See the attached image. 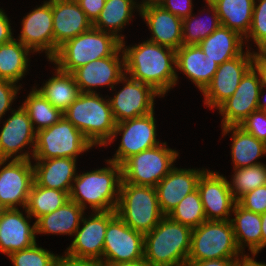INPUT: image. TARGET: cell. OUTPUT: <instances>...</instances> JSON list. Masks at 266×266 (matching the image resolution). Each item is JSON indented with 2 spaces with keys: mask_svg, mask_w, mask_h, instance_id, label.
Segmentation results:
<instances>
[{
  "mask_svg": "<svg viewBox=\"0 0 266 266\" xmlns=\"http://www.w3.org/2000/svg\"><path fill=\"white\" fill-rule=\"evenodd\" d=\"M233 266H266L263 262H257L253 257H249L248 255H241L235 259Z\"/></svg>",
  "mask_w": 266,
  "mask_h": 266,
  "instance_id": "51",
  "label": "cell"
},
{
  "mask_svg": "<svg viewBox=\"0 0 266 266\" xmlns=\"http://www.w3.org/2000/svg\"><path fill=\"white\" fill-rule=\"evenodd\" d=\"M6 161L0 159V203L6 209L18 208L17 205L24 209L34 182L33 165L30 160Z\"/></svg>",
  "mask_w": 266,
  "mask_h": 266,
  "instance_id": "16",
  "label": "cell"
},
{
  "mask_svg": "<svg viewBox=\"0 0 266 266\" xmlns=\"http://www.w3.org/2000/svg\"><path fill=\"white\" fill-rule=\"evenodd\" d=\"M139 12L152 33L148 41L169 47L175 51L183 45V19L173 15L160 5L147 6Z\"/></svg>",
  "mask_w": 266,
  "mask_h": 266,
  "instance_id": "24",
  "label": "cell"
},
{
  "mask_svg": "<svg viewBox=\"0 0 266 266\" xmlns=\"http://www.w3.org/2000/svg\"><path fill=\"white\" fill-rule=\"evenodd\" d=\"M218 63L210 61L198 45H182L176 50V69L183 72L203 92L210 84Z\"/></svg>",
  "mask_w": 266,
  "mask_h": 266,
  "instance_id": "26",
  "label": "cell"
},
{
  "mask_svg": "<svg viewBox=\"0 0 266 266\" xmlns=\"http://www.w3.org/2000/svg\"><path fill=\"white\" fill-rule=\"evenodd\" d=\"M93 144L64 116L51 127L36 132L33 159H77Z\"/></svg>",
  "mask_w": 266,
  "mask_h": 266,
  "instance_id": "9",
  "label": "cell"
},
{
  "mask_svg": "<svg viewBox=\"0 0 266 266\" xmlns=\"http://www.w3.org/2000/svg\"><path fill=\"white\" fill-rule=\"evenodd\" d=\"M155 122L154 112H152L116 123L112 137L104 146L111 144L117 135L122 134V139L114 157L108 160L121 165L130 156L161 144L156 139Z\"/></svg>",
  "mask_w": 266,
  "mask_h": 266,
  "instance_id": "10",
  "label": "cell"
},
{
  "mask_svg": "<svg viewBox=\"0 0 266 266\" xmlns=\"http://www.w3.org/2000/svg\"><path fill=\"white\" fill-rule=\"evenodd\" d=\"M8 257L14 266H57L59 255L38 247L35 243L32 247L11 253Z\"/></svg>",
  "mask_w": 266,
  "mask_h": 266,
  "instance_id": "40",
  "label": "cell"
},
{
  "mask_svg": "<svg viewBox=\"0 0 266 266\" xmlns=\"http://www.w3.org/2000/svg\"><path fill=\"white\" fill-rule=\"evenodd\" d=\"M235 218L230 219L238 248L243 253L244 247H249L252 256L255 258L261 251V214L248 211L238 203L233 209Z\"/></svg>",
  "mask_w": 266,
  "mask_h": 266,
  "instance_id": "30",
  "label": "cell"
},
{
  "mask_svg": "<svg viewBox=\"0 0 266 266\" xmlns=\"http://www.w3.org/2000/svg\"><path fill=\"white\" fill-rule=\"evenodd\" d=\"M236 258H223L202 261H187L185 266H233Z\"/></svg>",
  "mask_w": 266,
  "mask_h": 266,
  "instance_id": "49",
  "label": "cell"
},
{
  "mask_svg": "<svg viewBox=\"0 0 266 266\" xmlns=\"http://www.w3.org/2000/svg\"><path fill=\"white\" fill-rule=\"evenodd\" d=\"M22 106L27 111L36 132L51 127L63 117V113L48 102L35 87Z\"/></svg>",
  "mask_w": 266,
  "mask_h": 266,
  "instance_id": "36",
  "label": "cell"
},
{
  "mask_svg": "<svg viewBox=\"0 0 266 266\" xmlns=\"http://www.w3.org/2000/svg\"><path fill=\"white\" fill-rule=\"evenodd\" d=\"M51 5L55 56L61 45L90 30L93 24L76 0H51Z\"/></svg>",
  "mask_w": 266,
  "mask_h": 266,
  "instance_id": "22",
  "label": "cell"
},
{
  "mask_svg": "<svg viewBox=\"0 0 266 266\" xmlns=\"http://www.w3.org/2000/svg\"><path fill=\"white\" fill-rule=\"evenodd\" d=\"M106 266H151L144 258L133 262H114Z\"/></svg>",
  "mask_w": 266,
  "mask_h": 266,
  "instance_id": "52",
  "label": "cell"
},
{
  "mask_svg": "<svg viewBox=\"0 0 266 266\" xmlns=\"http://www.w3.org/2000/svg\"><path fill=\"white\" fill-rule=\"evenodd\" d=\"M264 89H266V88H264V87H261V89H260V93H259V101H258V109L259 110H266V101L264 102V100H263V103H262V97H263V90ZM262 96V97H261ZM266 100V99H265Z\"/></svg>",
  "mask_w": 266,
  "mask_h": 266,
  "instance_id": "55",
  "label": "cell"
},
{
  "mask_svg": "<svg viewBox=\"0 0 266 266\" xmlns=\"http://www.w3.org/2000/svg\"><path fill=\"white\" fill-rule=\"evenodd\" d=\"M144 258V234L130 228L118 215L107 225L102 261L133 262Z\"/></svg>",
  "mask_w": 266,
  "mask_h": 266,
  "instance_id": "11",
  "label": "cell"
},
{
  "mask_svg": "<svg viewBox=\"0 0 266 266\" xmlns=\"http://www.w3.org/2000/svg\"><path fill=\"white\" fill-rule=\"evenodd\" d=\"M258 1L259 4H256ZM251 38L257 47L266 42V0H255L252 24L250 30L244 39Z\"/></svg>",
  "mask_w": 266,
  "mask_h": 266,
  "instance_id": "41",
  "label": "cell"
},
{
  "mask_svg": "<svg viewBox=\"0 0 266 266\" xmlns=\"http://www.w3.org/2000/svg\"><path fill=\"white\" fill-rule=\"evenodd\" d=\"M120 82L125 83L124 87L109 98L116 123L154 112V98L162 97L160 93L148 84L129 79L126 74Z\"/></svg>",
  "mask_w": 266,
  "mask_h": 266,
  "instance_id": "13",
  "label": "cell"
},
{
  "mask_svg": "<svg viewBox=\"0 0 266 266\" xmlns=\"http://www.w3.org/2000/svg\"><path fill=\"white\" fill-rule=\"evenodd\" d=\"M125 46V41H121L125 74L129 78L150 85L162 97L177 84L175 50L148 40Z\"/></svg>",
  "mask_w": 266,
  "mask_h": 266,
  "instance_id": "1",
  "label": "cell"
},
{
  "mask_svg": "<svg viewBox=\"0 0 266 266\" xmlns=\"http://www.w3.org/2000/svg\"><path fill=\"white\" fill-rule=\"evenodd\" d=\"M11 31L9 19L5 12L0 9V45L8 43L14 38Z\"/></svg>",
  "mask_w": 266,
  "mask_h": 266,
  "instance_id": "48",
  "label": "cell"
},
{
  "mask_svg": "<svg viewBox=\"0 0 266 266\" xmlns=\"http://www.w3.org/2000/svg\"><path fill=\"white\" fill-rule=\"evenodd\" d=\"M205 1L208 6L207 12H213L211 13L212 18L209 17L212 21L208 23L207 17L205 18L206 20H203L204 18L196 19L197 17H194V14H190L188 17L184 18L182 22L183 45H198L221 25L214 5L210 0ZM209 9H211V11H209Z\"/></svg>",
  "mask_w": 266,
  "mask_h": 266,
  "instance_id": "37",
  "label": "cell"
},
{
  "mask_svg": "<svg viewBox=\"0 0 266 266\" xmlns=\"http://www.w3.org/2000/svg\"><path fill=\"white\" fill-rule=\"evenodd\" d=\"M18 110H12V116L7 118L0 131V159L9 160H31L33 158L36 131L32 122L23 106H19ZM29 145L31 154L27 152L21 153L23 148ZM31 145V146H30ZM20 151V152H19ZM18 154V155H17ZM31 155V156H30Z\"/></svg>",
  "mask_w": 266,
  "mask_h": 266,
  "instance_id": "15",
  "label": "cell"
},
{
  "mask_svg": "<svg viewBox=\"0 0 266 266\" xmlns=\"http://www.w3.org/2000/svg\"><path fill=\"white\" fill-rule=\"evenodd\" d=\"M68 200L67 192L38 186L33 182L25 209L31 217L37 220L62 207Z\"/></svg>",
  "mask_w": 266,
  "mask_h": 266,
  "instance_id": "35",
  "label": "cell"
},
{
  "mask_svg": "<svg viewBox=\"0 0 266 266\" xmlns=\"http://www.w3.org/2000/svg\"><path fill=\"white\" fill-rule=\"evenodd\" d=\"M84 213V209L76 202L68 200L54 212L35 220L36 235L45 233L74 236L79 225H81Z\"/></svg>",
  "mask_w": 266,
  "mask_h": 266,
  "instance_id": "27",
  "label": "cell"
},
{
  "mask_svg": "<svg viewBox=\"0 0 266 266\" xmlns=\"http://www.w3.org/2000/svg\"><path fill=\"white\" fill-rule=\"evenodd\" d=\"M192 229L164 216L144 234V259L151 266H185Z\"/></svg>",
  "mask_w": 266,
  "mask_h": 266,
  "instance_id": "3",
  "label": "cell"
},
{
  "mask_svg": "<svg viewBox=\"0 0 266 266\" xmlns=\"http://www.w3.org/2000/svg\"><path fill=\"white\" fill-rule=\"evenodd\" d=\"M106 162L108 167L83 174L77 173L69 200L76 202L84 210L87 209L88 203L92 212L116 210L122 182V167L110 160Z\"/></svg>",
  "mask_w": 266,
  "mask_h": 266,
  "instance_id": "2",
  "label": "cell"
},
{
  "mask_svg": "<svg viewBox=\"0 0 266 266\" xmlns=\"http://www.w3.org/2000/svg\"><path fill=\"white\" fill-rule=\"evenodd\" d=\"M242 254L230 220H206L192 229L187 261L238 258Z\"/></svg>",
  "mask_w": 266,
  "mask_h": 266,
  "instance_id": "7",
  "label": "cell"
},
{
  "mask_svg": "<svg viewBox=\"0 0 266 266\" xmlns=\"http://www.w3.org/2000/svg\"><path fill=\"white\" fill-rule=\"evenodd\" d=\"M119 57H122L121 60ZM72 74L81 92L95 93L94 88L102 86H109L112 91L114 85L120 84V79L125 75L122 48L120 47L112 56L99 58L77 68Z\"/></svg>",
  "mask_w": 266,
  "mask_h": 266,
  "instance_id": "20",
  "label": "cell"
},
{
  "mask_svg": "<svg viewBox=\"0 0 266 266\" xmlns=\"http://www.w3.org/2000/svg\"><path fill=\"white\" fill-rule=\"evenodd\" d=\"M239 127L266 144V110L253 111Z\"/></svg>",
  "mask_w": 266,
  "mask_h": 266,
  "instance_id": "42",
  "label": "cell"
},
{
  "mask_svg": "<svg viewBox=\"0 0 266 266\" xmlns=\"http://www.w3.org/2000/svg\"><path fill=\"white\" fill-rule=\"evenodd\" d=\"M261 82L252 66L242 77L234 94L217 109L223 116L222 127L239 126L253 111L258 110Z\"/></svg>",
  "mask_w": 266,
  "mask_h": 266,
  "instance_id": "17",
  "label": "cell"
},
{
  "mask_svg": "<svg viewBox=\"0 0 266 266\" xmlns=\"http://www.w3.org/2000/svg\"><path fill=\"white\" fill-rule=\"evenodd\" d=\"M116 214L133 230L150 232L164 217L155 187L121 182Z\"/></svg>",
  "mask_w": 266,
  "mask_h": 266,
  "instance_id": "6",
  "label": "cell"
},
{
  "mask_svg": "<svg viewBox=\"0 0 266 266\" xmlns=\"http://www.w3.org/2000/svg\"><path fill=\"white\" fill-rule=\"evenodd\" d=\"M253 67L259 74L261 86L266 88V61L255 51L253 52Z\"/></svg>",
  "mask_w": 266,
  "mask_h": 266,
  "instance_id": "50",
  "label": "cell"
},
{
  "mask_svg": "<svg viewBox=\"0 0 266 266\" xmlns=\"http://www.w3.org/2000/svg\"><path fill=\"white\" fill-rule=\"evenodd\" d=\"M200 193L206 220H230L237 200L231 194L229 181L219 172L205 170L199 178Z\"/></svg>",
  "mask_w": 266,
  "mask_h": 266,
  "instance_id": "18",
  "label": "cell"
},
{
  "mask_svg": "<svg viewBox=\"0 0 266 266\" xmlns=\"http://www.w3.org/2000/svg\"><path fill=\"white\" fill-rule=\"evenodd\" d=\"M57 266H106L101 260L78 259L68 255L59 256Z\"/></svg>",
  "mask_w": 266,
  "mask_h": 266,
  "instance_id": "47",
  "label": "cell"
},
{
  "mask_svg": "<svg viewBox=\"0 0 266 266\" xmlns=\"http://www.w3.org/2000/svg\"><path fill=\"white\" fill-rule=\"evenodd\" d=\"M162 0H142L140 4L137 3L139 10L144 7L151 6V5H159Z\"/></svg>",
  "mask_w": 266,
  "mask_h": 266,
  "instance_id": "54",
  "label": "cell"
},
{
  "mask_svg": "<svg viewBox=\"0 0 266 266\" xmlns=\"http://www.w3.org/2000/svg\"><path fill=\"white\" fill-rule=\"evenodd\" d=\"M167 216L191 229L204 223L206 216L198 189L186 195Z\"/></svg>",
  "mask_w": 266,
  "mask_h": 266,
  "instance_id": "38",
  "label": "cell"
},
{
  "mask_svg": "<svg viewBox=\"0 0 266 266\" xmlns=\"http://www.w3.org/2000/svg\"><path fill=\"white\" fill-rule=\"evenodd\" d=\"M206 169L173 168L156 186L160 209L167 216L189 193L197 189L199 178Z\"/></svg>",
  "mask_w": 266,
  "mask_h": 266,
  "instance_id": "23",
  "label": "cell"
},
{
  "mask_svg": "<svg viewBox=\"0 0 266 266\" xmlns=\"http://www.w3.org/2000/svg\"><path fill=\"white\" fill-rule=\"evenodd\" d=\"M32 53L45 51L49 61L54 57L53 13L51 0L34 8L22 19L21 34L18 37Z\"/></svg>",
  "mask_w": 266,
  "mask_h": 266,
  "instance_id": "19",
  "label": "cell"
},
{
  "mask_svg": "<svg viewBox=\"0 0 266 266\" xmlns=\"http://www.w3.org/2000/svg\"><path fill=\"white\" fill-rule=\"evenodd\" d=\"M244 38L228 27L220 25L198 46L210 61L218 65L239 56L243 52Z\"/></svg>",
  "mask_w": 266,
  "mask_h": 266,
  "instance_id": "28",
  "label": "cell"
},
{
  "mask_svg": "<svg viewBox=\"0 0 266 266\" xmlns=\"http://www.w3.org/2000/svg\"><path fill=\"white\" fill-rule=\"evenodd\" d=\"M92 24L99 17L104 8L105 0H76Z\"/></svg>",
  "mask_w": 266,
  "mask_h": 266,
  "instance_id": "46",
  "label": "cell"
},
{
  "mask_svg": "<svg viewBox=\"0 0 266 266\" xmlns=\"http://www.w3.org/2000/svg\"><path fill=\"white\" fill-rule=\"evenodd\" d=\"M136 3L134 0H105L104 8L93 23V28L109 32L123 41L124 36L118 32L129 24L134 9L140 11Z\"/></svg>",
  "mask_w": 266,
  "mask_h": 266,
  "instance_id": "33",
  "label": "cell"
},
{
  "mask_svg": "<svg viewBox=\"0 0 266 266\" xmlns=\"http://www.w3.org/2000/svg\"><path fill=\"white\" fill-rule=\"evenodd\" d=\"M250 51L247 48L246 52L219 65L210 84L202 92L207 107L217 109L234 94L242 77L253 66V52Z\"/></svg>",
  "mask_w": 266,
  "mask_h": 266,
  "instance_id": "12",
  "label": "cell"
},
{
  "mask_svg": "<svg viewBox=\"0 0 266 266\" xmlns=\"http://www.w3.org/2000/svg\"><path fill=\"white\" fill-rule=\"evenodd\" d=\"M34 160V182L38 186L70 193L77 175L76 159L58 157Z\"/></svg>",
  "mask_w": 266,
  "mask_h": 266,
  "instance_id": "25",
  "label": "cell"
},
{
  "mask_svg": "<svg viewBox=\"0 0 266 266\" xmlns=\"http://www.w3.org/2000/svg\"><path fill=\"white\" fill-rule=\"evenodd\" d=\"M15 82L0 79V121L2 116L11 109L13 100L16 99V94L20 89Z\"/></svg>",
  "mask_w": 266,
  "mask_h": 266,
  "instance_id": "44",
  "label": "cell"
},
{
  "mask_svg": "<svg viewBox=\"0 0 266 266\" xmlns=\"http://www.w3.org/2000/svg\"><path fill=\"white\" fill-rule=\"evenodd\" d=\"M31 51L19 40L0 45V79L18 83L28 69Z\"/></svg>",
  "mask_w": 266,
  "mask_h": 266,
  "instance_id": "34",
  "label": "cell"
},
{
  "mask_svg": "<svg viewBox=\"0 0 266 266\" xmlns=\"http://www.w3.org/2000/svg\"><path fill=\"white\" fill-rule=\"evenodd\" d=\"M222 26L246 37L251 24L255 0H210Z\"/></svg>",
  "mask_w": 266,
  "mask_h": 266,
  "instance_id": "31",
  "label": "cell"
},
{
  "mask_svg": "<svg viewBox=\"0 0 266 266\" xmlns=\"http://www.w3.org/2000/svg\"><path fill=\"white\" fill-rule=\"evenodd\" d=\"M6 208L0 203V217Z\"/></svg>",
  "mask_w": 266,
  "mask_h": 266,
  "instance_id": "57",
  "label": "cell"
},
{
  "mask_svg": "<svg viewBox=\"0 0 266 266\" xmlns=\"http://www.w3.org/2000/svg\"><path fill=\"white\" fill-rule=\"evenodd\" d=\"M63 116L70 121L93 146H103L116 127L109 99L95 93L81 92Z\"/></svg>",
  "mask_w": 266,
  "mask_h": 266,
  "instance_id": "4",
  "label": "cell"
},
{
  "mask_svg": "<svg viewBox=\"0 0 266 266\" xmlns=\"http://www.w3.org/2000/svg\"><path fill=\"white\" fill-rule=\"evenodd\" d=\"M24 210L26 217L18 208L5 209L0 217V252L7 256L36 243L35 222L31 227L32 217Z\"/></svg>",
  "mask_w": 266,
  "mask_h": 266,
  "instance_id": "21",
  "label": "cell"
},
{
  "mask_svg": "<svg viewBox=\"0 0 266 266\" xmlns=\"http://www.w3.org/2000/svg\"><path fill=\"white\" fill-rule=\"evenodd\" d=\"M116 215V210H111L94 211L89 218L83 216V226L81 228L79 225L65 254L78 259L102 261L106 228Z\"/></svg>",
  "mask_w": 266,
  "mask_h": 266,
  "instance_id": "14",
  "label": "cell"
},
{
  "mask_svg": "<svg viewBox=\"0 0 266 266\" xmlns=\"http://www.w3.org/2000/svg\"><path fill=\"white\" fill-rule=\"evenodd\" d=\"M230 132L232 133L231 155L234 169L261 164L257 162V159L266 154V144L239 126L222 127L223 136Z\"/></svg>",
  "mask_w": 266,
  "mask_h": 266,
  "instance_id": "29",
  "label": "cell"
},
{
  "mask_svg": "<svg viewBox=\"0 0 266 266\" xmlns=\"http://www.w3.org/2000/svg\"><path fill=\"white\" fill-rule=\"evenodd\" d=\"M56 75L51 77L38 92L62 113L79 97L81 91L74 75L56 67Z\"/></svg>",
  "mask_w": 266,
  "mask_h": 266,
  "instance_id": "32",
  "label": "cell"
},
{
  "mask_svg": "<svg viewBox=\"0 0 266 266\" xmlns=\"http://www.w3.org/2000/svg\"><path fill=\"white\" fill-rule=\"evenodd\" d=\"M264 61H266V42L258 47V52H256Z\"/></svg>",
  "mask_w": 266,
  "mask_h": 266,
  "instance_id": "56",
  "label": "cell"
},
{
  "mask_svg": "<svg viewBox=\"0 0 266 266\" xmlns=\"http://www.w3.org/2000/svg\"><path fill=\"white\" fill-rule=\"evenodd\" d=\"M261 250L266 247V212L261 214Z\"/></svg>",
  "mask_w": 266,
  "mask_h": 266,
  "instance_id": "53",
  "label": "cell"
},
{
  "mask_svg": "<svg viewBox=\"0 0 266 266\" xmlns=\"http://www.w3.org/2000/svg\"><path fill=\"white\" fill-rule=\"evenodd\" d=\"M159 5L181 19L193 14L192 0H162Z\"/></svg>",
  "mask_w": 266,
  "mask_h": 266,
  "instance_id": "45",
  "label": "cell"
},
{
  "mask_svg": "<svg viewBox=\"0 0 266 266\" xmlns=\"http://www.w3.org/2000/svg\"><path fill=\"white\" fill-rule=\"evenodd\" d=\"M120 47L121 40L115 35L92 27L61 45L50 62L63 72L73 73L89 62L112 56Z\"/></svg>",
  "mask_w": 266,
  "mask_h": 266,
  "instance_id": "5",
  "label": "cell"
},
{
  "mask_svg": "<svg viewBox=\"0 0 266 266\" xmlns=\"http://www.w3.org/2000/svg\"><path fill=\"white\" fill-rule=\"evenodd\" d=\"M230 182L231 194L238 200L245 193L266 185V165L261 163L234 169L233 179Z\"/></svg>",
  "mask_w": 266,
  "mask_h": 266,
  "instance_id": "39",
  "label": "cell"
},
{
  "mask_svg": "<svg viewBox=\"0 0 266 266\" xmlns=\"http://www.w3.org/2000/svg\"><path fill=\"white\" fill-rule=\"evenodd\" d=\"M179 153L166 142L127 158L122 164V181L155 187L175 166Z\"/></svg>",
  "mask_w": 266,
  "mask_h": 266,
  "instance_id": "8",
  "label": "cell"
},
{
  "mask_svg": "<svg viewBox=\"0 0 266 266\" xmlns=\"http://www.w3.org/2000/svg\"><path fill=\"white\" fill-rule=\"evenodd\" d=\"M237 203L244 209L263 214L266 212V185L258 187L241 196Z\"/></svg>",
  "mask_w": 266,
  "mask_h": 266,
  "instance_id": "43",
  "label": "cell"
}]
</instances>
